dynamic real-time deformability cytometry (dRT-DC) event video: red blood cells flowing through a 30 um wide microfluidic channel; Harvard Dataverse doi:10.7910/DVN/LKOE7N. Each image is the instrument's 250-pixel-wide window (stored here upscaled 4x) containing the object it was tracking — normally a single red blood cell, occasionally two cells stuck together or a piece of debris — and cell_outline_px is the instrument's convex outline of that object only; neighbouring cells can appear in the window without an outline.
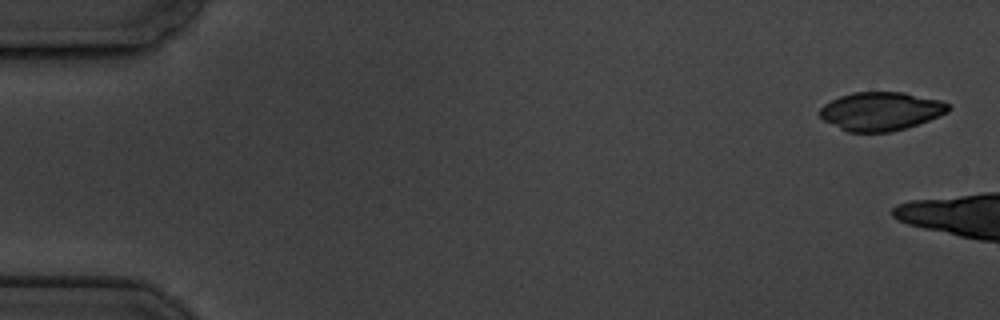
{"species": "common noctule bat (a hibernating species)", "species_latin": "Nyctalus noctula", "temperature_condition": "cold", "stored_images_in_passage": 3, "camera_frame_rate_fps": 3000, "um_per_image_px": 0.085, "animal": {"sex": "male", "body_mass_g": 19.5, "forearm_length_mm": 54.6}, "frame": {"image": 1, "passage_image": 1, "time_ms": 0.0, "image_size_px": [1000, 320], "cell_outline_px": [[952, 108], [948, 112], [940, 116], [892, 132], [848, 132], [824, 120], [820, 116], [820, 108], [824, 104], [840, 96], [852, 92], [904, 92], [940, 100], [948, 104]], "centroid_in_image_um": [74.89, 9.45], "position_along_channel_um": 10.1, "area_um2": 28.73}}